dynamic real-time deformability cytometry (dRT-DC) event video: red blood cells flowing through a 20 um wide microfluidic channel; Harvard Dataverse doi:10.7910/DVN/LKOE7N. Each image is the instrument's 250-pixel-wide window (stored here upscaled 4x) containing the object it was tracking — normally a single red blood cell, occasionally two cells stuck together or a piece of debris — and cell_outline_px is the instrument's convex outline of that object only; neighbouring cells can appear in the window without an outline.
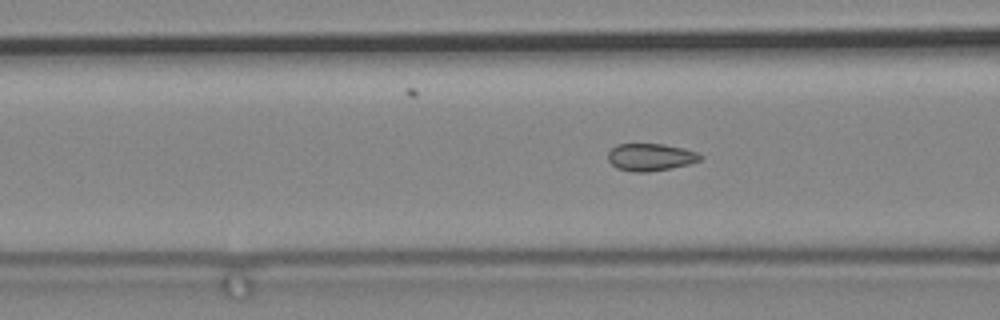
{"species": "common noctule bat (a hibernating species)", "species_latin": "Nyctalus noctula", "temperature_condition": "cold", "stored_images_in_passage": 46, "camera_frame_rate_fps": 3000, "um_per_image_px": 0.085, "animal": {"sex": "male", "body_mass_g": 19.2, "forearm_length_mm": 51.8}, "frame": {"image": 1, "passage_image": 10, "time_ms": 3.0, "image_size_px": [1000, 320], "cell_outline_px": [[704, 156], [700, 160], [688, 164], [648, 172], [636, 172], [616, 168], [608, 160], [608, 152], [616, 144], [664, 144], [684, 148], [696, 152]], "centroid_in_image_um": [55.28, 13.34], "position_along_channel_um": 111.3, "area_um2": 14.62}}
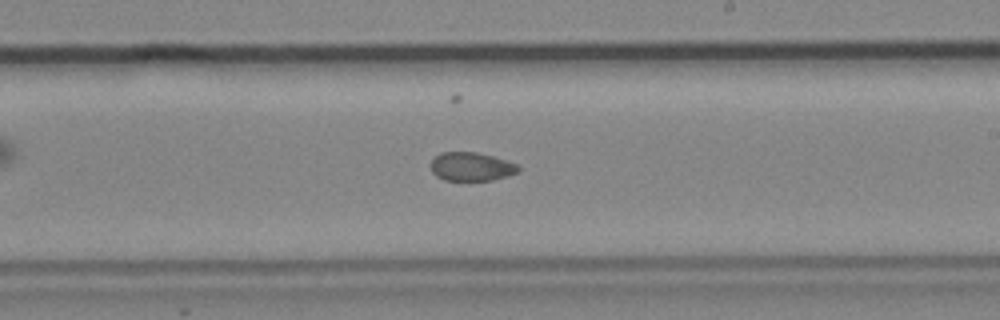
{"frame": {"image": 2, "passage_image": 24, "time_ms": 7.667, "image_size_px": [1000, 320], "cell_outline_px": [[520, 172], [508, 176], [492, 180], [444, 180], [436, 176], [432, 172], [428, 164], [440, 152], [476, 152], [492, 156], [520, 164]], "centroid_in_image_um": [40.07, 14.16], "position_along_channel_um": 248.9, "area_um2": 14.85}}
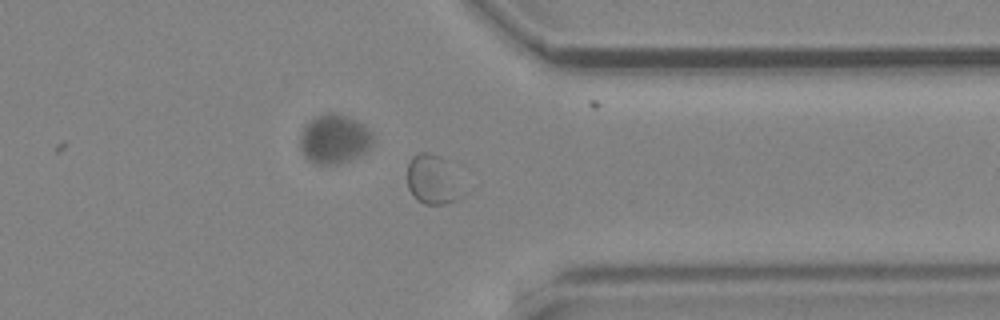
{"frame": {"image": 3, "passage_image": 37, "time_ms": 12.0, "image_size_px": [1000, 320], "cell_outline_px": [[472, 188], [464, 196], [456, 200], [444, 204], [424, 204], [416, 200], [412, 196], [408, 188], [408, 164], [412, 156], [420, 152], [432, 152], [440, 156]], "centroid_in_image_um": [36.93, 15.3], "position_along_channel_um": 374.5, "area_um2": 17.11}}